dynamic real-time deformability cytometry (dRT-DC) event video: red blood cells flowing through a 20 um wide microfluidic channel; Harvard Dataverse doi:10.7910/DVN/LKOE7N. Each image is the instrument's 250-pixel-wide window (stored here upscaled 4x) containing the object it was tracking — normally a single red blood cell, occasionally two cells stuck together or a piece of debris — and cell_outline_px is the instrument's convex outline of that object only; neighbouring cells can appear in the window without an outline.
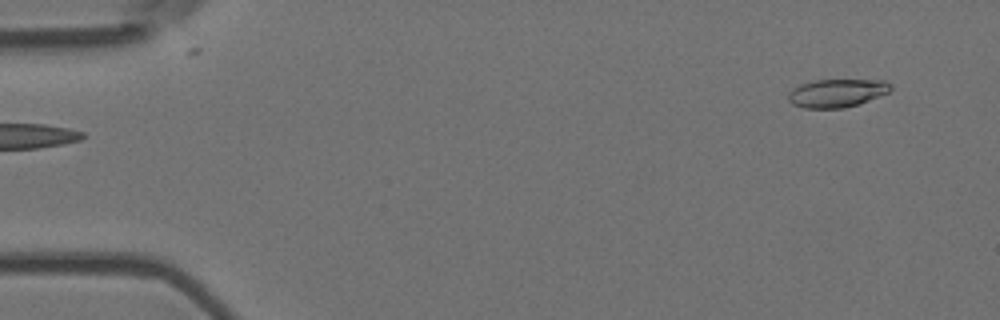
{"species": "Egyptian fruit bat (a non-hibernating species)", "species_latin": "Rousettus aegyptiacus", "temperature_condition": "room temperature", "stored_images_in_passage": 7, "camera_frame_rate_fps": 3000, "um_per_image_px": 0.085, "animal": {"sex": "female"}, "frame": {"image": 1, "passage_image": 1, "time_ms": 0.0, "image_size_px": [1000, 320], "cell_outline_px": [[892, 88], [888, 92], [868, 100], [844, 108], [804, 108], [792, 104], [788, 100], [788, 92], [792, 88], [800, 84], [816, 80], [884, 80], [892, 84]], "centroid_in_image_um": [71.1, 7.9], "position_along_channel_um": 13.9, "area_um2": 16.76}}
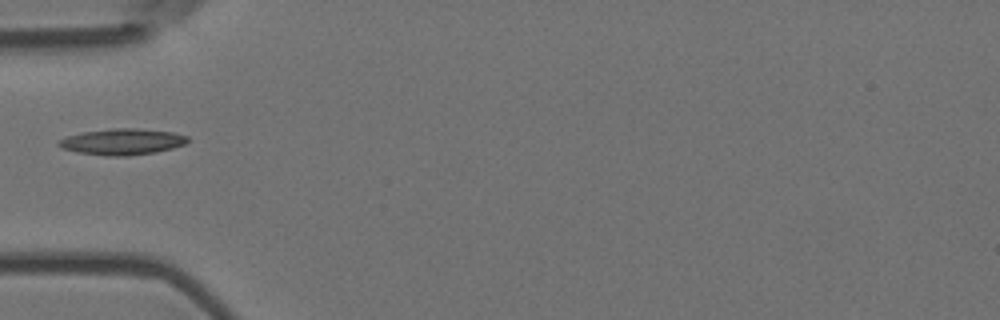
{"frame": {"image": 2, "passage_image": 5, "time_ms": 1.333, "image_size_px": [1000, 320], "cell_outline_px": [[188, 140], [184, 144], [172, 148], [156, 152], [128, 156], [108, 156], [76, 152], [60, 148], [56, 144], [56, 140], [68, 136], [84, 132], [112, 128], [136, 128], [172, 132], [188, 136]], "centroid_in_image_um": [10.35, 12.05], "position_along_channel_um": 74.7, "area_um2": 19.71}}
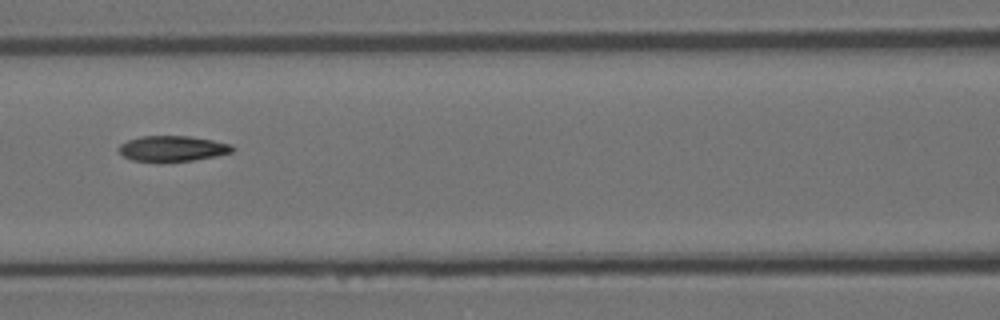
{"frame": {"image": 3, "passage_image": 7, "time_ms": 2.0, "image_size_px": [1000, 320], "cell_outline_px": [[236, 148], [232, 152], [216, 156], [192, 160], [132, 160], [124, 156], [120, 152], [120, 144], [128, 140], [140, 136], [188, 136], [212, 140], [232, 144]], "centroid_in_image_um": [14.71, 12.6], "position_along_channel_um": 151.9, "area_um2": 16.47}}